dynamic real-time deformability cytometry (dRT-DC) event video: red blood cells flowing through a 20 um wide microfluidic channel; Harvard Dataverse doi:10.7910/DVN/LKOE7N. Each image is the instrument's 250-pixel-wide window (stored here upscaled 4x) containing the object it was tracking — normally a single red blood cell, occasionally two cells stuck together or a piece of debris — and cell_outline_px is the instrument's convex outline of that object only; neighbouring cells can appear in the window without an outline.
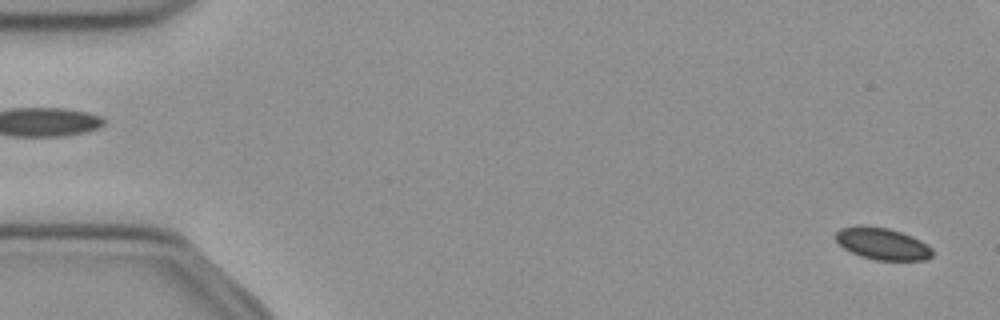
{"species": "common noctule bat (a hibernating species)", "species_latin": "Nyctalus noctula", "temperature_condition": "cold", "stored_images_in_passage": 53, "camera_frame_rate_fps": 3000, "um_per_image_px": 0.085, "animal": {"sex": "female", "body_mass_g": 21.9}, "frame": {"image": 1, "passage_image": 1, "time_ms": 0.0, "image_size_px": [1000, 320], "cell_outline_px": [[932, 256], [924, 260], [876, 260], [860, 256], [844, 248], [836, 240], [836, 232], [840, 228], [860, 224], [864, 224], [888, 228], [912, 236], [928, 244], [932, 248]], "centroid_in_image_um": [74.99, 20.7], "position_along_channel_um": 10.0, "area_um2": 18.09}}
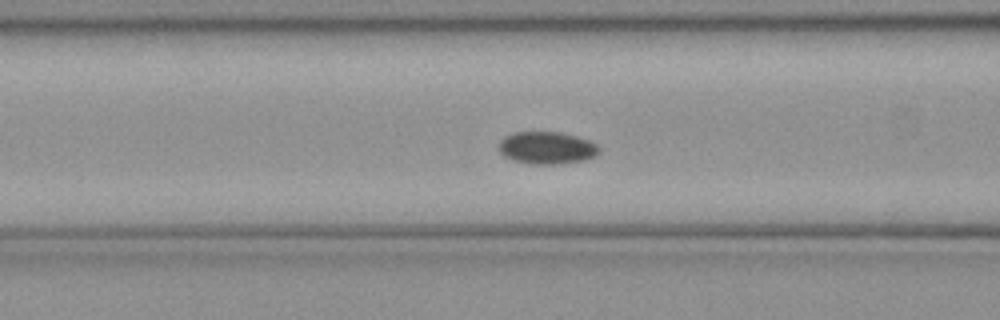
{"frame": {"image": 2, "passage_image": 20, "time_ms": 6.333, "image_size_px": [1000, 320], "cell_outline_px": [[600, 152], [596, 156], [584, 160], [556, 164], [532, 164], [512, 160], [504, 156], [496, 148], [500, 140], [504, 136], [512, 132], [560, 132], [576, 136], [588, 140], [596, 144], [600, 148]], "centroid_in_image_um": [46.45, 12.56], "position_along_channel_um": 120.2, "area_um2": 19.13}}
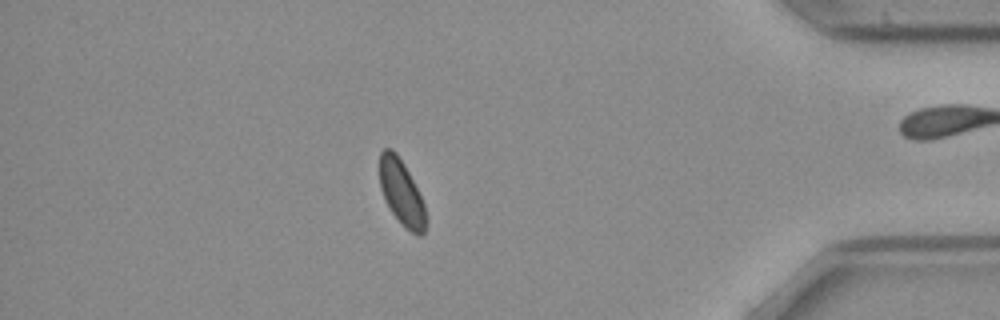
{"frame": {"image": 3, "passage_image": 45, "time_ms": 14.667, "image_size_px": [1000, 320], "cell_outline_px": [[428, 220], [424, 232], [420, 236], [416, 236], [392, 212], [380, 188], [380, 152], [384, 148], [392, 148], [396, 152], [404, 164], [424, 204], [428, 216]], "centroid_in_image_um": [34.15, 16.36], "position_along_channel_um": 401.0, "area_um2": 17.28}}